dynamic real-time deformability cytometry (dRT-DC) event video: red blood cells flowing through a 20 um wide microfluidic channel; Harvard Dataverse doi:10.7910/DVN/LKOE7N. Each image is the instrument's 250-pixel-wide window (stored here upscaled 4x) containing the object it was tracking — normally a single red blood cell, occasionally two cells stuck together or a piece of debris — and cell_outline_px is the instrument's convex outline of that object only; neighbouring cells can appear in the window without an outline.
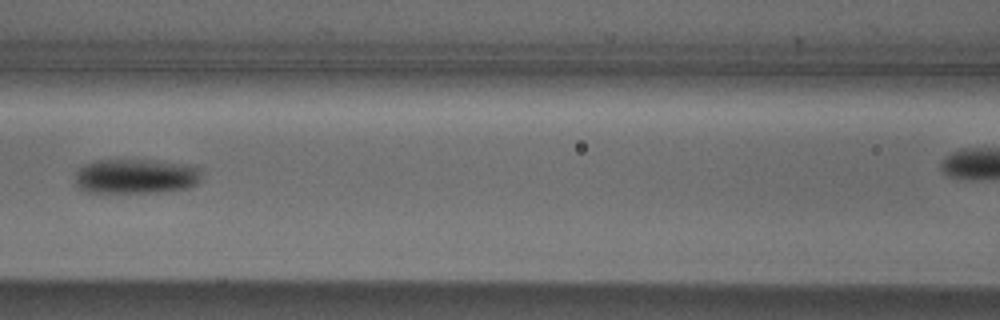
{"species": "Egyptian fruit bat (a non-hibernating species)", "species_latin": "Rousettus aegyptiacus", "temperature_condition": "cold", "stored_images_in_passage": 9, "segment_of_instrument_passage": [1, 2], "camera_frame_rate_fps": 3000, "um_per_image_px": 0.085, "animal": {"sex": "male"}, "frame": {"image": 1, "passage_image": 3, "time_ms": 2.333, "image_size_px": [1000, 320], "cell_outline_px": [[200, 180], [196, 184], [188, 188], [164, 192], [84, 192], [76, 184], [76, 172], [84, 164], [96, 160], [152, 160], [180, 164], [200, 168]], "centroid_in_image_um": [11.53, 14.99], "position_along_channel_um": 155.1, "area_um2": 25.55}}
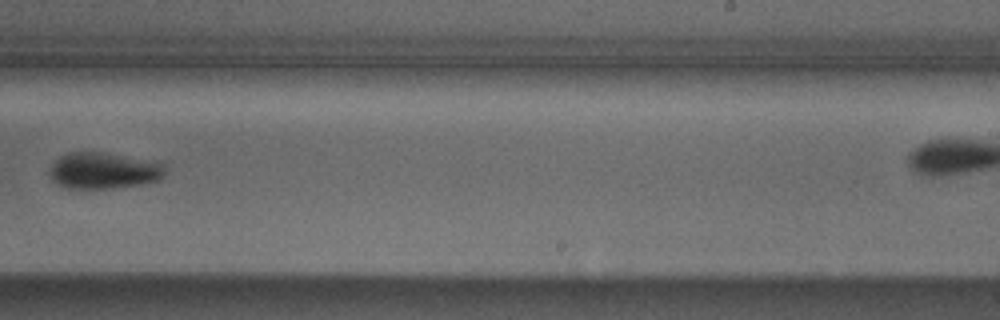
{"frame": {"image": 2, "passage_image": 6, "time_ms": 5.667, "image_size_px": [1000, 320], "cell_outline_px": [[164, 176], [160, 180], [140, 184], [112, 188], [64, 188], [56, 184], [48, 176], [48, 168], [60, 156], [68, 152], [104, 152], [160, 164], [164, 168]], "centroid_in_image_um": [8.69, 14.52], "position_along_channel_um": 280.3, "area_um2": 24.22}}
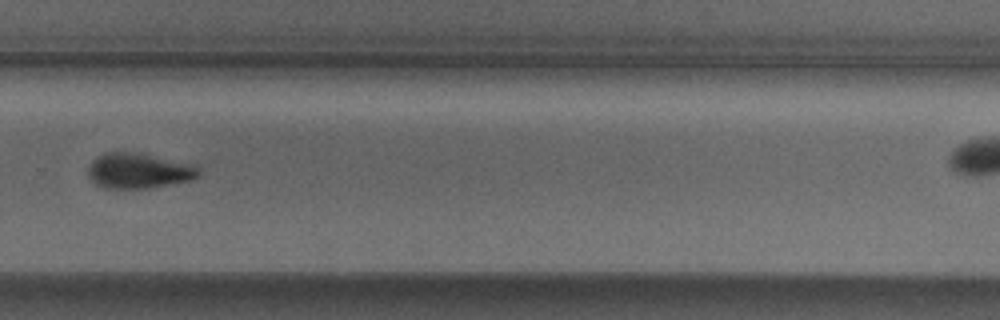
{"frame": {"image": 3, "passage_image": 7, "time_ms": 6.667, "image_size_px": [1000, 320], "cell_outline_px": [[200, 176], [192, 180], [148, 188], [104, 188], [96, 184], [88, 176], [88, 164], [92, 160], [104, 152], [128, 152], [196, 164], [200, 168]], "centroid_in_image_um": [11.79, 14.52], "position_along_channel_um": 318.0, "area_um2": 22.72}}